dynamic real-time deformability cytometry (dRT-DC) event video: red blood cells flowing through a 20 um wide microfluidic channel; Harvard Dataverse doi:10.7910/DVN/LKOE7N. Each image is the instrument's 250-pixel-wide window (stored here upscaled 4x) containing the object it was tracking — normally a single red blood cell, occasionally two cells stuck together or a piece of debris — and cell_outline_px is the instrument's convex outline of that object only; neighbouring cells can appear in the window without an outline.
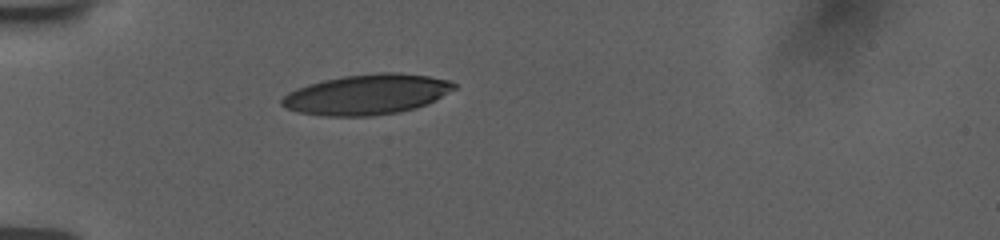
{"species": "human", "species_latin": "Homo sapiens", "temperature_condition": "room temperature", "stored_images_in_passage": 30, "camera_frame_rate_fps": 3000, "um_per_image_px": 0.085, "donor": {"sex": "female"}, "frame": {"image": 1, "passage_image": 1, "time_ms": 0.0, "image_size_px": [1000, 240], "cell_outline_px": [[456, 88], [416, 108], [400, 112], [368, 116], [324, 116], [296, 112], [280, 104], [280, 100], [288, 92], [296, 88], [308, 84], [324, 80], [344, 76], [376, 72], [400, 72], [428, 76], [452, 80], [456, 84]], "centroid_in_image_um": [31.16, 8.02], "position_along_channel_um": 53.8, "area_um2": 40.4}}
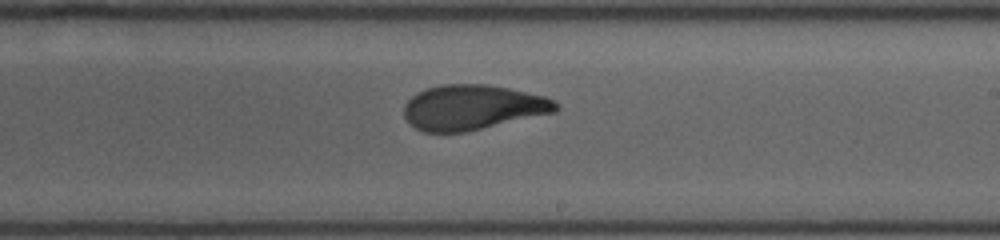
{"frame": {"image": 2, "passage_image": 18, "time_ms": 5.667, "image_size_px": [1000, 240], "cell_outline_px": [[560, 108], [556, 112], [464, 132], [424, 132], [408, 124], [404, 116], [404, 104], [416, 92], [440, 84], [488, 84], [508, 88], [544, 96], [560, 104]], "centroid_in_image_um": [40.15, 9.12], "position_along_channel_um": 248.8, "area_um2": 39.88}}
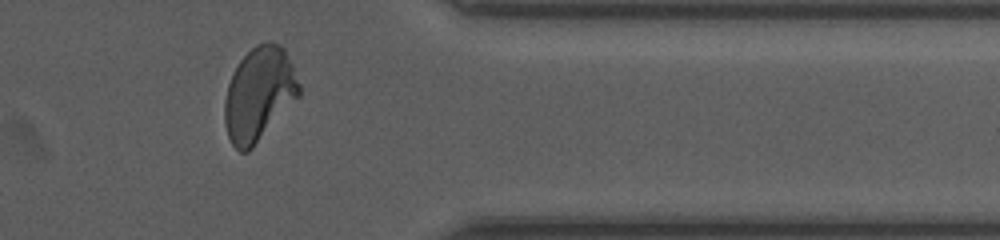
{"frame": {"image": 3, "passage_image": 30, "time_ms": 9.667, "image_size_px": [1000, 240], "cell_outline_px": [[300, 96], [252, 148], [248, 152], [240, 152], [232, 144], [228, 136], [224, 124], [224, 100], [228, 84], [240, 60], [256, 44], [268, 40], [272, 40], [280, 44], [284, 48], [292, 64], [300, 84]], "centroid_in_image_um": [22.02, 7.99], "position_along_channel_um": 389.4, "area_um2": 40.81}, "authors_computed_cell_mechanics": {"area_um2": 40.4311, "velocity_mm_per_s": 3.7554, "shape_relaxation_time_tau1_ms": 3.7289, "shape_relaxation_time_tau2_ms": 1.261, "deformation_change_tau1": 0.178, "deformation_change_tau2": 0.0714}}